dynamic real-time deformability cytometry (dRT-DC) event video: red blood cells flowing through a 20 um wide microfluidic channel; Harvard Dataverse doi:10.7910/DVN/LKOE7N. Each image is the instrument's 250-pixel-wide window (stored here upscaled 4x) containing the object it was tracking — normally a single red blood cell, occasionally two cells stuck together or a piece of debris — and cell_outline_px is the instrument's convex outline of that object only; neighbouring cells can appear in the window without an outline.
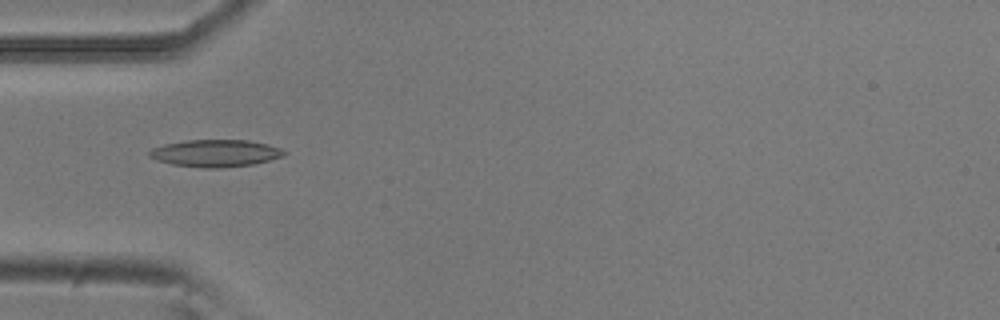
{"species": "common noctule bat (a hibernating species)", "species_latin": "Nyctalus noctula", "temperature_condition": "room temperature", "stored_images_in_passage": 9, "camera_frame_rate_fps": 3000, "um_per_image_px": 0.085, "animal": {"sex": "male", "body_mass_g": 20.5, "forearm_length_mm": 52.5}, "frame": {"image": 1, "passage_image": 3, "time_ms": 0.667, "image_size_px": [1000, 320], "cell_outline_px": [[288, 152], [284, 156], [252, 164], [216, 168], [200, 168], [172, 164], [156, 160], [148, 156], [148, 152], [152, 148], [164, 144], [184, 140], [248, 140], [268, 144], [280, 148]], "centroid_in_image_um": [18.29, 13.02], "position_along_channel_um": 66.7, "area_um2": 21.39}}
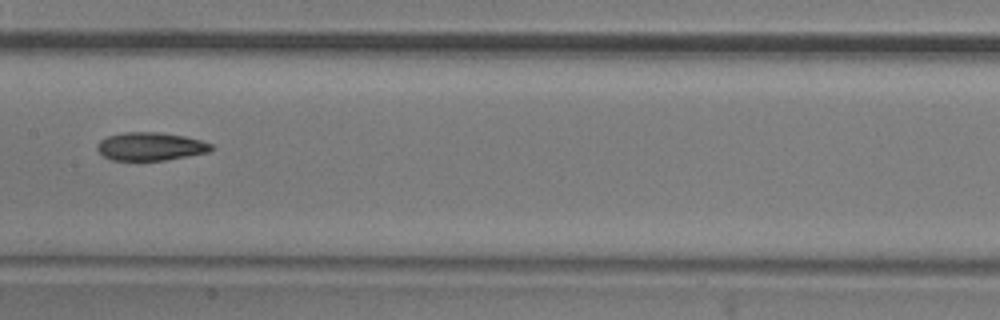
{"frame": {"image": 2, "passage_image": 6, "time_ms": 1.667, "image_size_px": [1000, 320], "cell_outline_px": [[216, 148], [208, 152], [164, 160], [112, 160], [104, 156], [96, 148], [96, 144], [100, 140], [108, 136], [124, 132], [160, 132], [184, 136], [200, 140], [212, 144]], "centroid_in_image_um": [12.79, 12.44], "position_along_channel_um": 194.6, "area_um2": 18.67}}
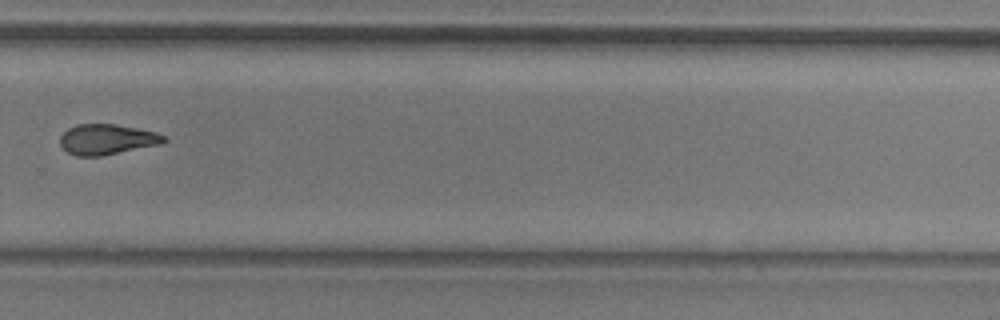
{"frame": {"image": 3, "passage_image": 9, "time_ms": 2.667, "image_size_px": [1000, 320], "cell_outline_px": [[168, 140], [160, 144], [100, 156], [76, 156], [68, 152], [60, 144], [60, 136], [68, 128], [76, 124], [116, 124], [156, 132], [164, 136]], "centroid_in_image_um": [9.07, 11.84], "position_along_channel_um": 320.7, "area_um2": 18.26}}